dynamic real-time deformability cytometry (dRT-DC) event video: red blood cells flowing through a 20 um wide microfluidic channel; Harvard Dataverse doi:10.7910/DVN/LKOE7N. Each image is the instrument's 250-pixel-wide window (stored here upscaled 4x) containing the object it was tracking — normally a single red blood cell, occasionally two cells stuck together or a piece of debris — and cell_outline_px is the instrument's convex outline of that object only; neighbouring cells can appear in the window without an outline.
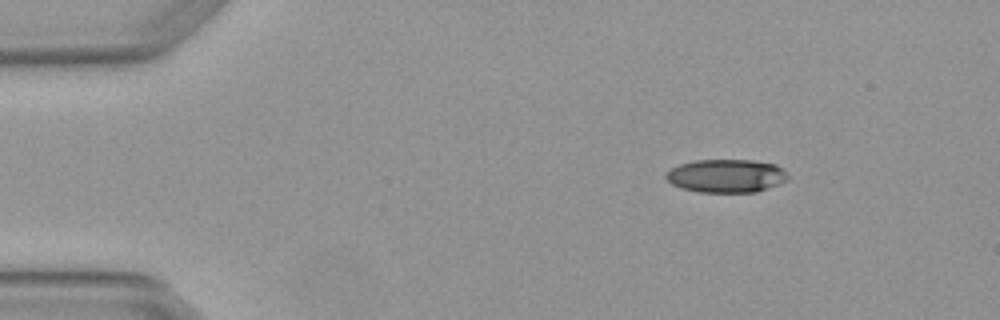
{"species": "Egyptian fruit bat (a non-hibernating species)", "species_latin": "Rousettus aegyptiacus", "temperature_condition": "warm", "stored_images_in_passage": 2, "camera_frame_rate_fps": 3000, "um_per_image_px": 0.085, "animal": {"sex": "female"}, "frame": {"image": 1, "passage_image": 1, "time_ms": 0.0, "image_size_px": [1000, 320], "cell_outline_px": [[788, 180], [780, 184], [756, 192], [700, 192], [680, 188], [672, 184], [664, 176], [672, 168], [680, 164], [696, 160], [752, 160], [776, 164], [784, 168], [788, 172]], "centroid_in_image_um": [61.78, 14.95], "position_along_channel_um": 23.2, "area_um2": 23.81}}